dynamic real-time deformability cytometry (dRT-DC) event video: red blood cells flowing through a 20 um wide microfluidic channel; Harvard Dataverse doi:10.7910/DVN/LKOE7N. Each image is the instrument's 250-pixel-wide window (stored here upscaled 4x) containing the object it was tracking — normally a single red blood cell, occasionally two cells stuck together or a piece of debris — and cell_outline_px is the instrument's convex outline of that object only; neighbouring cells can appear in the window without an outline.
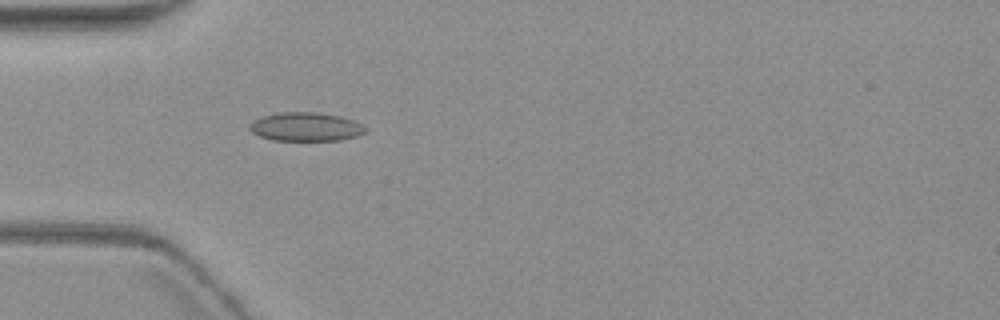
{"species": "common noctule bat (a hibernating species)", "species_latin": "Nyctalus noctula", "temperature_condition": "warm", "stored_images_in_passage": 3, "camera_frame_rate_fps": 3000, "um_per_image_px": 0.085, "animal": {"sex": "female", "body_mass_g": 19.3, "forearm_length_mm": 54.1}, "frame": {"image": 1, "passage_image": 3, "time_ms": 2.667, "image_size_px": [1000, 320], "cell_outline_px": [[368, 128], [364, 132], [356, 136], [340, 140], [272, 140], [260, 136], [252, 132], [248, 128], [256, 120], [264, 116], [280, 112], [316, 112], [340, 116], [364, 124]], "centroid_in_image_um": [26.03, 10.78], "position_along_channel_um": 59.0, "area_um2": 19.19}}